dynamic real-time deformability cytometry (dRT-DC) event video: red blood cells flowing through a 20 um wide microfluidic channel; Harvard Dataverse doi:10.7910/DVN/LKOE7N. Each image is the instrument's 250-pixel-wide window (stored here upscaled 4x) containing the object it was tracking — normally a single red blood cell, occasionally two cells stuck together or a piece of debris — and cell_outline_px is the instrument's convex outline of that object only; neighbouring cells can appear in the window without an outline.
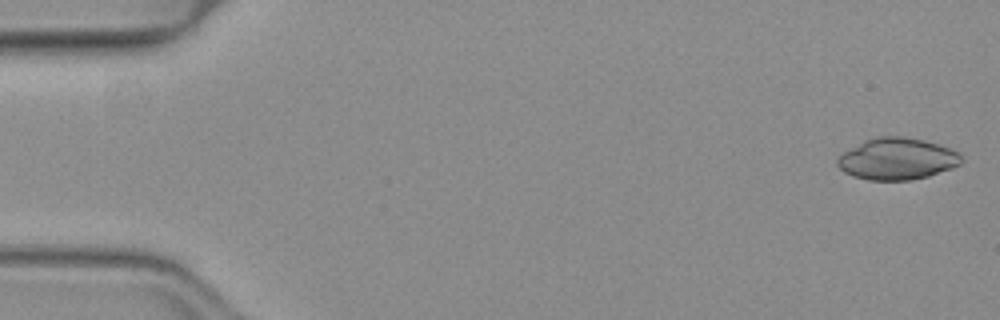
{"species": "common noctule bat (a hibernating species)", "species_latin": "Nyctalus noctula", "temperature_condition": "warm", "stored_images_in_passage": 50, "camera_frame_rate_fps": 3000, "um_per_image_px": 0.085, "animal": {"sex": "female", "body_mass_g": 19.3, "forearm_length_mm": 54.1}, "frame": {"image": 1, "passage_image": 1, "time_ms": 0.0, "image_size_px": [1000, 320], "cell_outline_px": [[964, 160], [960, 164], [952, 168], [928, 176], [912, 180], [868, 180], [852, 176], [844, 172], [836, 164], [836, 160], [844, 152], [864, 140], [876, 136], [904, 136], [924, 140], [940, 144], [960, 152]], "centroid_in_image_um": [76.28, 13.5], "position_along_channel_um": 8.7, "area_um2": 30.4}}